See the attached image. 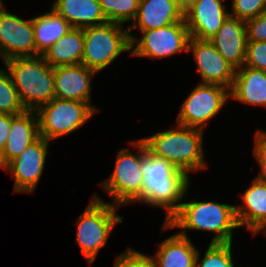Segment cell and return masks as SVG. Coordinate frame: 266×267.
<instances>
[{"label":"cell","mask_w":266,"mask_h":267,"mask_svg":"<svg viewBox=\"0 0 266 267\" xmlns=\"http://www.w3.org/2000/svg\"><path fill=\"white\" fill-rule=\"evenodd\" d=\"M144 185L142 195L134 203H143L153 209H164L167 223L180 209L191 187V177L164 158L153 155L145 145L142 161Z\"/></svg>","instance_id":"6da1fadb"},{"label":"cell","mask_w":266,"mask_h":267,"mask_svg":"<svg viewBox=\"0 0 266 267\" xmlns=\"http://www.w3.org/2000/svg\"><path fill=\"white\" fill-rule=\"evenodd\" d=\"M162 232L180 229L178 233L189 237L187 231L214 233L209 243L233 242V232L240 229L235 205L217 201H183L179 211L167 222L162 223Z\"/></svg>","instance_id":"7a4b0ae2"},{"label":"cell","mask_w":266,"mask_h":267,"mask_svg":"<svg viewBox=\"0 0 266 267\" xmlns=\"http://www.w3.org/2000/svg\"><path fill=\"white\" fill-rule=\"evenodd\" d=\"M156 134L140 138L155 156L164 158L189 177L208 168L204 149V131L175 124Z\"/></svg>","instance_id":"3957f363"},{"label":"cell","mask_w":266,"mask_h":267,"mask_svg":"<svg viewBox=\"0 0 266 267\" xmlns=\"http://www.w3.org/2000/svg\"><path fill=\"white\" fill-rule=\"evenodd\" d=\"M3 64L25 110L36 111L55 98L54 68L42 55L14 57Z\"/></svg>","instance_id":"277c9868"},{"label":"cell","mask_w":266,"mask_h":267,"mask_svg":"<svg viewBox=\"0 0 266 267\" xmlns=\"http://www.w3.org/2000/svg\"><path fill=\"white\" fill-rule=\"evenodd\" d=\"M119 208L99 197L98 193H93L88 206L78 215L76 244L90 267L107 244L112 230L123 223L124 216L117 212Z\"/></svg>","instance_id":"5b68a950"},{"label":"cell","mask_w":266,"mask_h":267,"mask_svg":"<svg viewBox=\"0 0 266 267\" xmlns=\"http://www.w3.org/2000/svg\"><path fill=\"white\" fill-rule=\"evenodd\" d=\"M132 147L121 148L111 175L99 182V186L113 200V205L124 207L134 203L141 195L144 185L142 161L145 158V143L140 139L130 141Z\"/></svg>","instance_id":"8992f818"},{"label":"cell","mask_w":266,"mask_h":267,"mask_svg":"<svg viewBox=\"0 0 266 267\" xmlns=\"http://www.w3.org/2000/svg\"><path fill=\"white\" fill-rule=\"evenodd\" d=\"M84 51L81 64L97 73L109 67L119 55L131 52L128 27L114 22L83 28Z\"/></svg>","instance_id":"52a82bcc"},{"label":"cell","mask_w":266,"mask_h":267,"mask_svg":"<svg viewBox=\"0 0 266 267\" xmlns=\"http://www.w3.org/2000/svg\"><path fill=\"white\" fill-rule=\"evenodd\" d=\"M35 112L39 136L48 141L71 134L97 114L87 103L58 98L52 99Z\"/></svg>","instance_id":"ba28073f"},{"label":"cell","mask_w":266,"mask_h":267,"mask_svg":"<svg viewBox=\"0 0 266 267\" xmlns=\"http://www.w3.org/2000/svg\"><path fill=\"white\" fill-rule=\"evenodd\" d=\"M129 32L131 54L134 57L148 59H164L188 51L190 34L185 19L154 30L140 32L135 37Z\"/></svg>","instance_id":"9c48e42d"},{"label":"cell","mask_w":266,"mask_h":267,"mask_svg":"<svg viewBox=\"0 0 266 267\" xmlns=\"http://www.w3.org/2000/svg\"><path fill=\"white\" fill-rule=\"evenodd\" d=\"M229 99L228 88L199 82L182 102L176 123L205 131Z\"/></svg>","instance_id":"30bf717a"},{"label":"cell","mask_w":266,"mask_h":267,"mask_svg":"<svg viewBox=\"0 0 266 267\" xmlns=\"http://www.w3.org/2000/svg\"><path fill=\"white\" fill-rule=\"evenodd\" d=\"M50 141L39 136L3 170L14 178L13 193H34L43 174Z\"/></svg>","instance_id":"8fae6325"},{"label":"cell","mask_w":266,"mask_h":267,"mask_svg":"<svg viewBox=\"0 0 266 267\" xmlns=\"http://www.w3.org/2000/svg\"><path fill=\"white\" fill-rule=\"evenodd\" d=\"M0 5V59L2 63L14 57L36 56L32 18L22 19Z\"/></svg>","instance_id":"7c38bea8"},{"label":"cell","mask_w":266,"mask_h":267,"mask_svg":"<svg viewBox=\"0 0 266 267\" xmlns=\"http://www.w3.org/2000/svg\"><path fill=\"white\" fill-rule=\"evenodd\" d=\"M196 62V70L200 76V83L218 84L232 87L235 69L222 57L210 40H199L190 37L188 51Z\"/></svg>","instance_id":"4fadbf2b"},{"label":"cell","mask_w":266,"mask_h":267,"mask_svg":"<svg viewBox=\"0 0 266 267\" xmlns=\"http://www.w3.org/2000/svg\"><path fill=\"white\" fill-rule=\"evenodd\" d=\"M98 73L82 64L54 68L55 98L87 103L97 114L100 109L93 106L92 80Z\"/></svg>","instance_id":"5bb4252c"},{"label":"cell","mask_w":266,"mask_h":267,"mask_svg":"<svg viewBox=\"0 0 266 267\" xmlns=\"http://www.w3.org/2000/svg\"><path fill=\"white\" fill-rule=\"evenodd\" d=\"M226 0H197L184 13L190 37L210 40L230 15L224 4Z\"/></svg>","instance_id":"9a60e30c"},{"label":"cell","mask_w":266,"mask_h":267,"mask_svg":"<svg viewBox=\"0 0 266 267\" xmlns=\"http://www.w3.org/2000/svg\"><path fill=\"white\" fill-rule=\"evenodd\" d=\"M249 185L239 194L242 202L235 205L236 218L239 227L255 237L266 231V184L254 178Z\"/></svg>","instance_id":"2e32d148"},{"label":"cell","mask_w":266,"mask_h":267,"mask_svg":"<svg viewBox=\"0 0 266 267\" xmlns=\"http://www.w3.org/2000/svg\"><path fill=\"white\" fill-rule=\"evenodd\" d=\"M210 42L235 69L244 65L247 46L245 20L229 15Z\"/></svg>","instance_id":"e0dca14e"},{"label":"cell","mask_w":266,"mask_h":267,"mask_svg":"<svg viewBox=\"0 0 266 267\" xmlns=\"http://www.w3.org/2000/svg\"><path fill=\"white\" fill-rule=\"evenodd\" d=\"M183 12L177 7L176 0H139L134 21L128 27L129 32L154 30L182 21Z\"/></svg>","instance_id":"ac0fdd59"},{"label":"cell","mask_w":266,"mask_h":267,"mask_svg":"<svg viewBox=\"0 0 266 267\" xmlns=\"http://www.w3.org/2000/svg\"><path fill=\"white\" fill-rule=\"evenodd\" d=\"M38 137L39 127L36 112L26 110L24 113L16 115L11 120L7 142L0 154V167L3 169Z\"/></svg>","instance_id":"d6986e66"},{"label":"cell","mask_w":266,"mask_h":267,"mask_svg":"<svg viewBox=\"0 0 266 267\" xmlns=\"http://www.w3.org/2000/svg\"><path fill=\"white\" fill-rule=\"evenodd\" d=\"M229 97L250 106L266 107V71L240 67L235 71Z\"/></svg>","instance_id":"ffe728a7"},{"label":"cell","mask_w":266,"mask_h":267,"mask_svg":"<svg viewBox=\"0 0 266 267\" xmlns=\"http://www.w3.org/2000/svg\"><path fill=\"white\" fill-rule=\"evenodd\" d=\"M197 252L190 237L177 232L160 242L156 253L149 256L156 267H195Z\"/></svg>","instance_id":"44dd1931"},{"label":"cell","mask_w":266,"mask_h":267,"mask_svg":"<svg viewBox=\"0 0 266 267\" xmlns=\"http://www.w3.org/2000/svg\"><path fill=\"white\" fill-rule=\"evenodd\" d=\"M72 28H85L107 23L99 0H53L50 4Z\"/></svg>","instance_id":"7402d4cb"},{"label":"cell","mask_w":266,"mask_h":267,"mask_svg":"<svg viewBox=\"0 0 266 267\" xmlns=\"http://www.w3.org/2000/svg\"><path fill=\"white\" fill-rule=\"evenodd\" d=\"M84 51L82 28H71L43 54L44 60L52 67L81 64Z\"/></svg>","instance_id":"603a6c76"},{"label":"cell","mask_w":266,"mask_h":267,"mask_svg":"<svg viewBox=\"0 0 266 267\" xmlns=\"http://www.w3.org/2000/svg\"><path fill=\"white\" fill-rule=\"evenodd\" d=\"M36 56L42 55L50 46L64 36L72 27L52 7L43 14L32 17Z\"/></svg>","instance_id":"cb8c5ba5"},{"label":"cell","mask_w":266,"mask_h":267,"mask_svg":"<svg viewBox=\"0 0 266 267\" xmlns=\"http://www.w3.org/2000/svg\"><path fill=\"white\" fill-rule=\"evenodd\" d=\"M198 249L195 267H235L233 260V242L209 243L204 257Z\"/></svg>","instance_id":"d4e9b609"},{"label":"cell","mask_w":266,"mask_h":267,"mask_svg":"<svg viewBox=\"0 0 266 267\" xmlns=\"http://www.w3.org/2000/svg\"><path fill=\"white\" fill-rule=\"evenodd\" d=\"M108 22L131 24L138 11L139 0H99Z\"/></svg>","instance_id":"484cf974"},{"label":"cell","mask_w":266,"mask_h":267,"mask_svg":"<svg viewBox=\"0 0 266 267\" xmlns=\"http://www.w3.org/2000/svg\"><path fill=\"white\" fill-rule=\"evenodd\" d=\"M26 110L13 84L7 68L0 69V113L19 115Z\"/></svg>","instance_id":"4316f807"},{"label":"cell","mask_w":266,"mask_h":267,"mask_svg":"<svg viewBox=\"0 0 266 267\" xmlns=\"http://www.w3.org/2000/svg\"><path fill=\"white\" fill-rule=\"evenodd\" d=\"M230 10L231 16L246 21L265 11L264 0H231Z\"/></svg>","instance_id":"83f0119b"},{"label":"cell","mask_w":266,"mask_h":267,"mask_svg":"<svg viewBox=\"0 0 266 267\" xmlns=\"http://www.w3.org/2000/svg\"><path fill=\"white\" fill-rule=\"evenodd\" d=\"M113 265V267H156L149 254H144L129 246L123 253L117 255Z\"/></svg>","instance_id":"f1b7e54d"},{"label":"cell","mask_w":266,"mask_h":267,"mask_svg":"<svg viewBox=\"0 0 266 267\" xmlns=\"http://www.w3.org/2000/svg\"><path fill=\"white\" fill-rule=\"evenodd\" d=\"M244 66L266 71V41H247Z\"/></svg>","instance_id":"f546056e"},{"label":"cell","mask_w":266,"mask_h":267,"mask_svg":"<svg viewBox=\"0 0 266 267\" xmlns=\"http://www.w3.org/2000/svg\"><path fill=\"white\" fill-rule=\"evenodd\" d=\"M245 22L247 41H266V11Z\"/></svg>","instance_id":"4dcf8cb0"},{"label":"cell","mask_w":266,"mask_h":267,"mask_svg":"<svg viewBox=\"0 0 266 267\" xmlns=\"http://www.w3.org/2000/svg\"><path fill=\"white\" fill-rule=\"evenodd\" d=\"M253 149L252 154L257 162H266V130H256L253 137Z\"/></svg>","instance_id":"1f68e13d"},{"label":"cell","mask_w":266,"mask_h":267,"mask_svg":"<svg viewBox=\"0 0 266 267\" xmlns=\"http://www.w3.org/2000/svg\"><path fill=\"white\" fill-rule=\"evenodd\" d=\"M16 115L0 113V154L2 153L10 132L11 120Z\"/></svg>","instance_id":"d6a6232c"},{"label":"cell","mask_w":266,"mask_h":267,"mask_svg":"<svg viewBox=\"0 0 266 267\" xmlns=\"http://www.w3.org/2000/svg\"><path fill=\"white\" fill-rule=\"evenodd\" d=\"M197 0H176L177 7L183 12V14L191 8Z\"/></svg>","instance_id":"836d02e7"},{"label":"cell","mask_w":266,"mask_h":267,"mask_svg":"<svg viewBox=\"0 0 266 267\" xmlns=\"http://www.w3.org/2000/svg\"><path fill=\"white\" fill-rule=\"evenodd\" d=\"M259 165V170L255 178L266 184V162H257Z\"/></svg>","instance_id":"e575fe53"},{"label":"cell","mask_w":266,"mask_h":267,"mask_svg":"<svg viewBox=\"0 0 266 267\" xmlns=\"http://www.w3.org/2000/svg\"><path fill=\"white\" fill-rule=\"evenodd\" d=\"M264 8H265V11H266V0H264Z\"/></svg>","instance_id":"d590c367"}]
</instances>
